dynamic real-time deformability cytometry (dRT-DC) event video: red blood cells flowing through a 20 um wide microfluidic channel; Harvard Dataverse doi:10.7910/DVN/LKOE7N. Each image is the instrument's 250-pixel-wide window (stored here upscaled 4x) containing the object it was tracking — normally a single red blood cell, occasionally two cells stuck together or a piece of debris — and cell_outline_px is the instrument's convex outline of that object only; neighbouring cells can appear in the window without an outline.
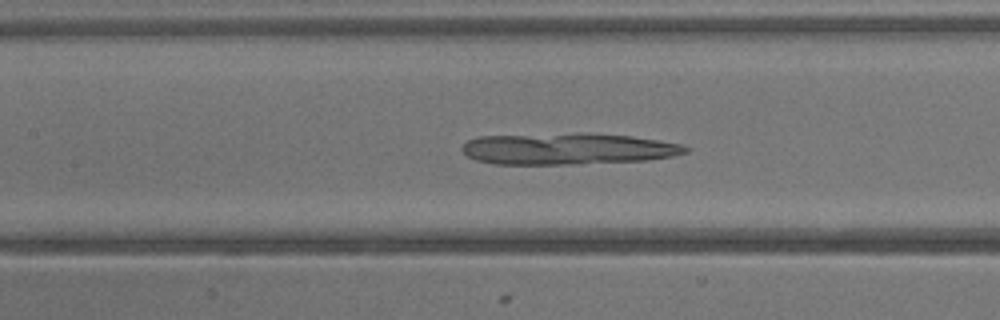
{"species": "common noctule bat (a hibernating species)", "species_latin": "Nyctalus noctula", "temperature_condition": "warm", "stored_images_in_passage": 40, "camera_frame_rate_fps": 3000, "um_per_image_px": 0.085, "animal": {"sex": "male", "body_mass_g": 13.3}, "frame": {"image": 1, "passage_image": 18, "time_ms": 5.667, "image_size_px": [1000, 320], "cell_outline_px": [[688, 152], [672, 156], [648, 160], [576, 164], [492, 164], [476, 160], [468, 156], [460, 148], [468, 140], [476, 136], [584, 132], [588, 132], [632, 136], [660, 140], [684, 144], [688, 148]], "centroid_in_image_um": [48.26, 12.63], "position_along_channel_um": 159.1, "area_um2": 41.62}}
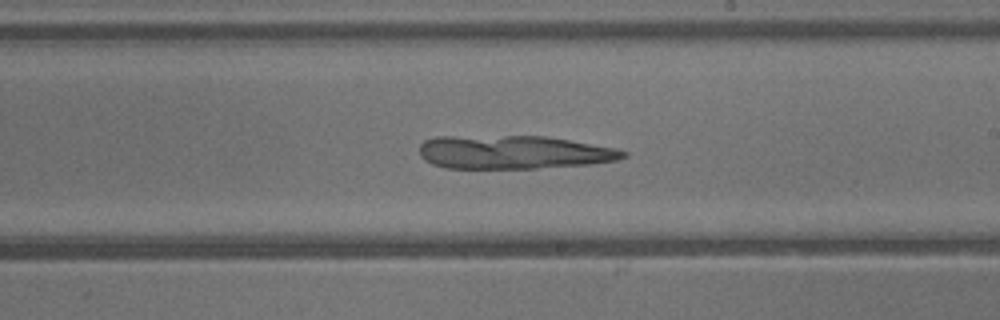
{"frame": {"image": 2, "passage_image": 23, "time_ms": 7.333, "image_size_px": [1000, 320], "cell_outline_px": [[628, 156], [616, 160], [592, 164], [536, 168], [444, 168], [432, 164], [424, 160], [420, 156], [420, 144], [424, 140], [436, 136], [548, 136], [616, 148], [628, 152]], "centroid_in_image_um": [43.65, 12.93], "position_along_channel_um": 245.4, "area_um2": 40.06}}
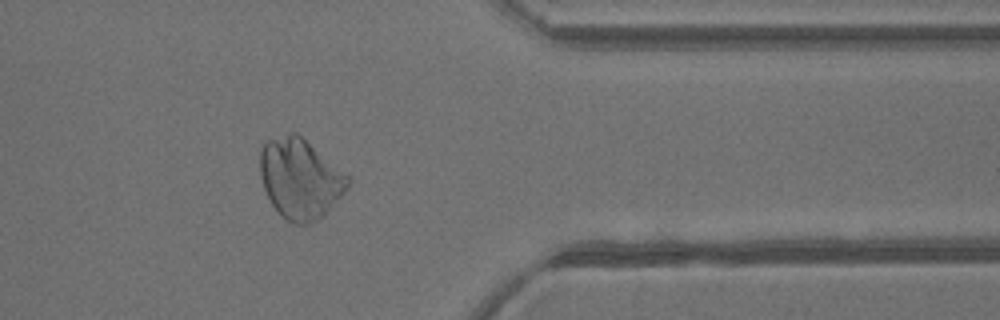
{"frame": {"image": 3, "passage_image": 32, "time_ms": 10.333, "image_size_px": [1000, 320], "cell_outline_px": [[352, 180], [348, 188], [320, 216], [308, 224], [292, 224], [280, 216], [272, 204], [264, 188], [260, 176], [260, 148], [264, 140], [288, 132], [296, 132], [352, 176]], "centroid_in_image_um": [25.5, 15.13], "position_along_channel_um": 385.9, "area_um2": 41.27}}